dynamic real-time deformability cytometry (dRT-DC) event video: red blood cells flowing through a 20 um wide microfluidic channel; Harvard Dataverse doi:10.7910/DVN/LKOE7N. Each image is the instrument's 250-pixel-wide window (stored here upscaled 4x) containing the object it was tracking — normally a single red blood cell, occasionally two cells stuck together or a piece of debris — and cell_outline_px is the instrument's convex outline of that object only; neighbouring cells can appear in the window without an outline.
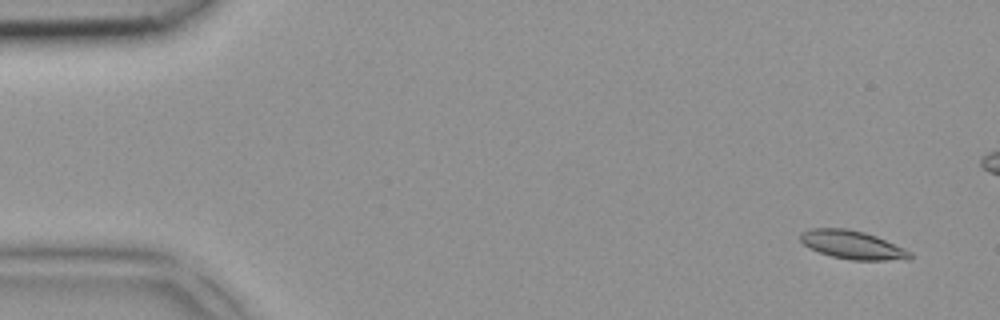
{"species": "common noctule bat (a hibernating species)", "species_latin": "Nyctalus noctula", "temperature_condition": "room temperature", "stored_images_in_passage": 5, "camera_frame_rate_fps": 3000, "um_per_image_px": 0.085, "animal": {"sex": "female", "body_mass_g": 18.4}, "frame": {"image": 1, "passage_image": 1, "time_ms": 0.0, "image_size_px": [1000, 320], "cell_outline_px": [[912, 256], [908, 260], [852, 260], [832, 256], [820, 252], [804, 244], [800, 240], [800, 232], [812, 228], [848, 228], [864, 232], [876, 236], [912, 252]], "centroid_in_image_um": [72.47, 20.81], "position_along_channel_um": 12.5, "area_um2": 18.03}}